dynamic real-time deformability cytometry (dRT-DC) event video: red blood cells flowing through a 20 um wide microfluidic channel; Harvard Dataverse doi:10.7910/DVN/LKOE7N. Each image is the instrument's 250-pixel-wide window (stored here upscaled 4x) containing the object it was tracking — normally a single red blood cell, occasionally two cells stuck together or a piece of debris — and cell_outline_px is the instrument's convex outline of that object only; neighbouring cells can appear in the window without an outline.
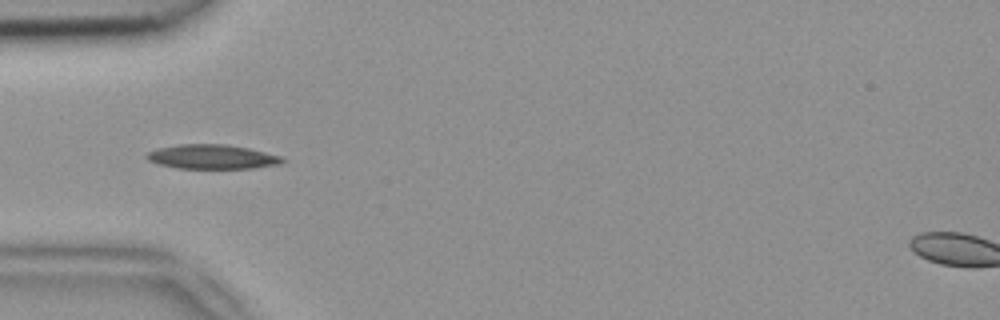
{"species": "common noctule bat (a hibernating species)", "species_latin": "Nyctalus noctula", "temperature_condition": "room temperature", "stored_images_in_passage": 50, "camera_frame_rate_fps": 3000, "um_per_image_px": 0.085, "animal": {"sex": "female", "body_mass_g": 18.4}, "frame": {"image": 1, "passage_image": 16, "time_ms": 5.0, "image_size_px": [1000, 320], "cell_outline_px": [[284, 160], [280, 164], [252, 168], [176, 168], [156, 164], [148, 160], [144, 156], [148, 152], [160, 148], [180, 144], [228, 144], [248, 148], [280, 156]], "centroid_in_image_um": [17.98, 13.33], "position_along_channel_um": 67.0, "area_um2": 19.13}}
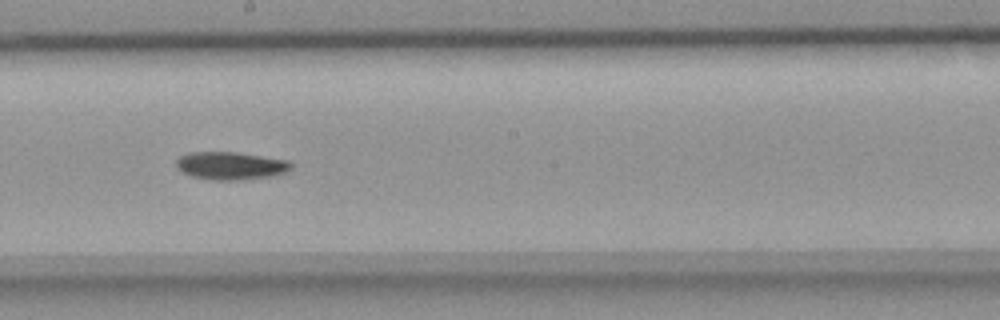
{"frame": {"image": 2, "passage_image": 28, "time_ms": 9.0, "image_size_px": [1000, 320], "cell_outline_px": [[292, 168], [288, 172], [272, 176], [244, 180], [216, 180], [192, 176], [176, 168], [176, 160], [180, 156], [188, 152], [236, 152], [288, 160], [292, 164]], "centroid_in_image_um": [19.63, 14.08], "position_along_channel_um": 228.6, "area_um2": 18.73}}
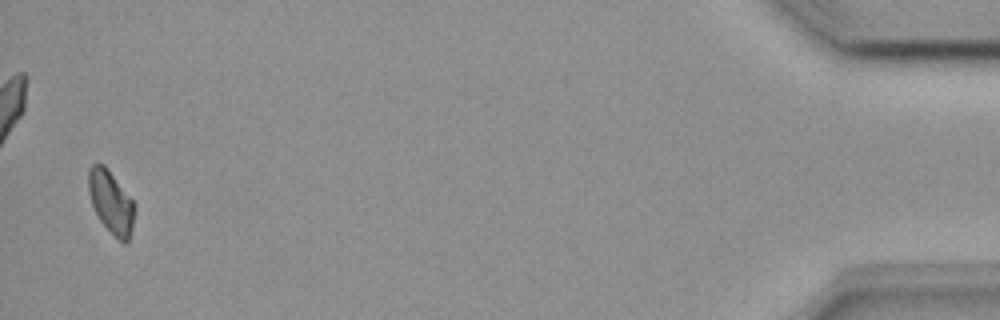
{"frame": {"image": 3, "passage_image": 49, "time_ms": 16.0, "image_size_px": [1000, 320], "cell_outline_px": [[136, 212], [132, 228], [128, 240], [124, 244], [100, 220], [92, 204], [88, 192], [88, 168], [92, 164], [104, 164], [108, 168], [136, 204]], "centroid_in_image_um": [9.45, 17.13], "position_along_channel_um": 425.7, "area_um2": 16.88}}